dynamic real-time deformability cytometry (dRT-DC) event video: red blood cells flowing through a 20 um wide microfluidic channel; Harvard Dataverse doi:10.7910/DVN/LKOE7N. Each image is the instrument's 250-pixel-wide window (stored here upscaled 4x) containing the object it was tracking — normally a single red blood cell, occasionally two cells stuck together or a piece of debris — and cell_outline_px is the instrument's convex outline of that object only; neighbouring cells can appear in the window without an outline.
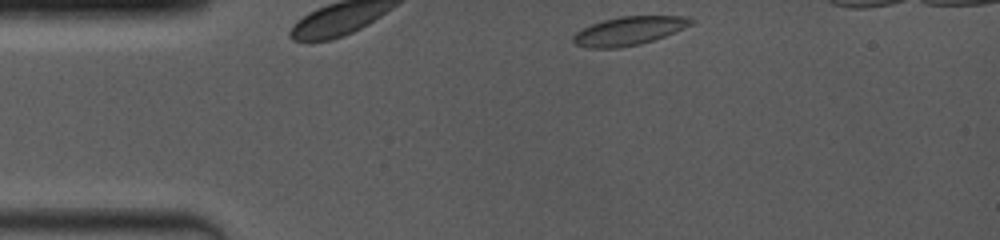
{"species": "common noctule bat (a hibernating species)", "species_latin": "Nyctalus noctula", "temperature_condition": "room temperature", "stored_images_in_passage": 5, "camera_frame_rate_fps": 4000, "um_per_image_px": 0.085, "animal": {"sex": "female", "body_mass_g": 19.0, "forearm_length_mm": 53.3}, "frame": {"image": 1, "passage_image": 1, "time_ms": 0.0, "image_size_px": [1000, 240], "cell_outline_px": [[696, 20], [692, 24], [684, 28], [664, 36], [640, 44], [620, 48], [588, 48], [576, 44], [572, 40], [572, 36], [576, 32], [592, 24], [604, 20], [620, 16], [684, 16]], "centroid_in_image_um": [53.46, 2.62], "position_along_channel_um": 31.5, "area_um2": 19.48}}
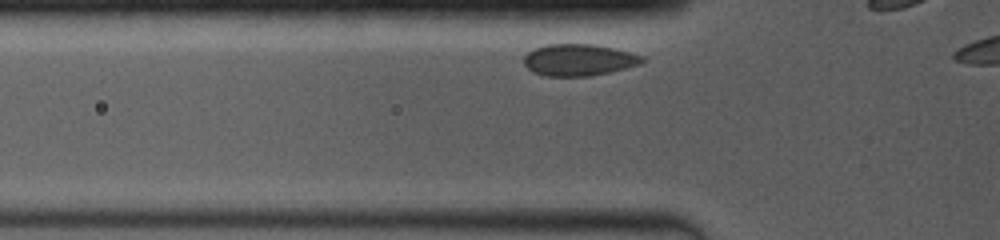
{"frame": {"image": 2, "passage_image": 3, "time_ms": 0.75, "image_size_px": [1000, 240], "cell_outline_px": [[644, 60], [640, 64], [608, 72], [588, 76], [544, 76], [532, 72], [524, 64], [524, 56], [528, 52], [536, 48], [548, 44], [592, 44], [612, 48], [644, 56]], "centroid_in_image_um": [49.16, 5.09], "position_along_channel_um": 76.6, "area_um2": 21.62}}